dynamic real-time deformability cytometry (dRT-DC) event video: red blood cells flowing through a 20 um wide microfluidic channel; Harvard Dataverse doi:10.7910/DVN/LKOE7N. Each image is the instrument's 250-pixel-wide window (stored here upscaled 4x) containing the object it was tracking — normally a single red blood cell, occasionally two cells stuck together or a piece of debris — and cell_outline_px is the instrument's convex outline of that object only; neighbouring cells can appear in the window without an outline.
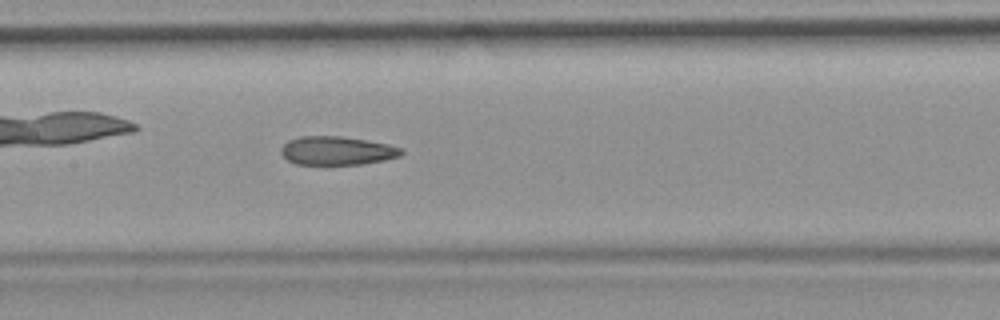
{"species": "common noctule bat (a hibernating species)", "species_latin": "Nyctalus noctula", "temperature_condition": "room temperature", "stored_images_in_passage": 49, "camera_frame_rate_fps": 3000, "um_per_image_px": 0.085, "animal": {"sex": "female", "body_mass_g": 19.9}, "frame": {"image": 1, "passage_image": 22, "time_ms": 7.0, "image_size_px": [1000, 320], "cell_outline_px": [[404, 152], [400, 156], [384, 160], [360, 164], [296, 164], [288, 160], [280, 152], [280, 148], [288, 140], [300, 136], [340, 136], [388, 144], [404, 148]], "centroid_in_image_um": [28.64, 12.8], "position_along_channel_um": 178.8, "area_um2": 20.0}, "authors_computed_cell_mechanics": {"area_um2": 21.0392, "velocity_mm_per_s": 3.7687, "shape_relaxation_time_tau1_ms": null, "shape_relaxation_time_tau2_ms": 3.7477, "deformation_change_tau1": null, "deformation_change_tau2": 0.1206}}